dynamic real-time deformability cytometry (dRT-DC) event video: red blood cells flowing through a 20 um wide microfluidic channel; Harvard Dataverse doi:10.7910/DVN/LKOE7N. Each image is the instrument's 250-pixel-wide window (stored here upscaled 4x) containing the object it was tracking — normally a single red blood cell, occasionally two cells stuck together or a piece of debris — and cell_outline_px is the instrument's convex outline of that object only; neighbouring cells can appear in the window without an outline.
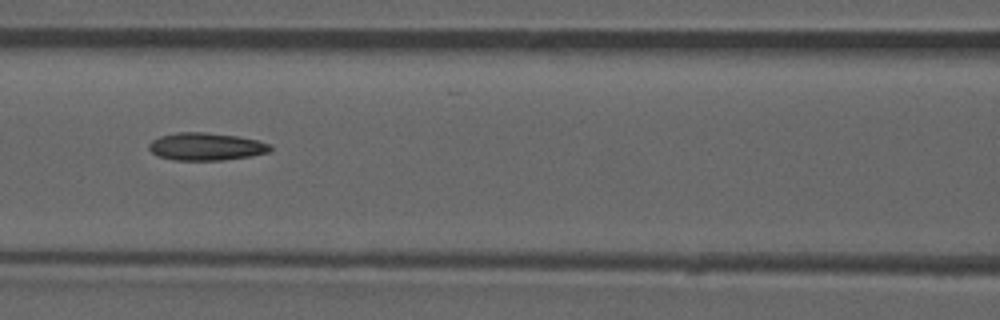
{"species": "common noctule bat (a hibernating species)", "species_latin": "Nyctalus noctula", "temperature_condition": "room temperature", "stored_images_in_passage": 52, "camera_frame_rate_fps": 3000, "um_per_image_px": 0.085, "animal": {"sex": "male", "forearm_length_mm": 52.5}, "frame": {"image": 1, "passage_image": 23, "time_ms": 7.333, "image_size_px": [1000, 320], "cell_outline_px": [[272, 148], [268, 152], [252, 156], [224, 160], [172, 160], [156, 156], [148, 148], [148, 144], [152, 140], [160, 136], [176, 132], [204, 132], [240, 136], [260, 140], [268, 144]], "centroid_in_image_um": [17.5, 12.46], "position_along_channel_um": 149.1, "area_um2": 19.77}, "authors_computed_cell_mechanics": {"area_um2": 19.2763, "velocity_mm_per_s": 3.9607, "shape_relaxation_time_tau1_ms": null, "shape_relaxation_time_tau2_ms": 7.7698, "deformation_change_tau1": null, "deformation_change_tau2": 0.2165}}